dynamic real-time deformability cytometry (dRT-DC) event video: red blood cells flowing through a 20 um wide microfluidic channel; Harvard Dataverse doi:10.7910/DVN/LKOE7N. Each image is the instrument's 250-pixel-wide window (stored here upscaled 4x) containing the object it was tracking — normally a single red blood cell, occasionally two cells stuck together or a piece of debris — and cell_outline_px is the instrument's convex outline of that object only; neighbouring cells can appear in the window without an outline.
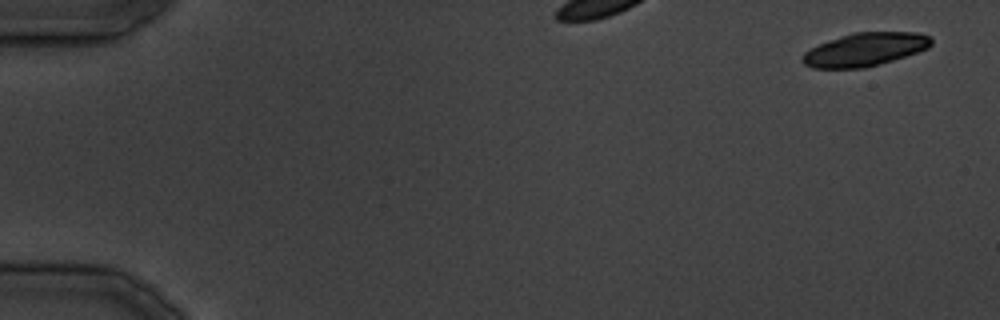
{"species": "common noctule bat (a hibernating species)", "species_latin": "Nyctalus noctula", "temperature_condition": "cold", "stored_images_in_passage": 25, "camera_frame_rate_fps": 3000, "um_per_image_px": 0.085, "animal": {"sex": "male", "body_mass_g": 19.5, "forearm_length_mm": 54.6}, "frame": {"image": 1, "passage_image": 1, "time_ms": 0.0, "image_size_px": [1000, 320], "cell_outline_px": [[932, 44], [928, 48], [880, 64], [864, 68], [812, 68], [804, 64], [800, 60], [804, 52], [828, 40], [852, 32], [916, 32], [928, 36], [932, 40]], "centroid_in_image_um": [73.49, 4.2], "position_along_channel_um": 11.5, "area_um2": 24.85}}